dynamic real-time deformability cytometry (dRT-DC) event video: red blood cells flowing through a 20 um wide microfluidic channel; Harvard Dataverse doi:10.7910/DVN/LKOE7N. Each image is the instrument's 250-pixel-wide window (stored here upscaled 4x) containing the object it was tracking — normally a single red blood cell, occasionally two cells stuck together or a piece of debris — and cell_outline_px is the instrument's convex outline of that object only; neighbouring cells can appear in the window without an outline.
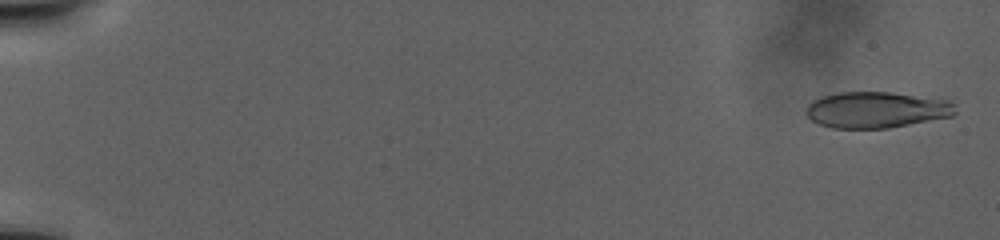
{"species": "human", "species_latin": "Homo sapiens", "temperature_condition": "warm", "stored_images_in_passage": 87, "camera_frame_rate_fps": 3000, "um_per_image_px": 0.085, "donor": {"sex": "male"}, "frame": {"image": 1, "passage_image": 2, "time_ms": 0.667, "image_size_px": [1000, 240], "cell_outline_px": [[956, 112], [952, 116], [888, 128], [832, 128], [820, 124], [812, 120], [804, 112], [808, 104], [812, 100], [820, 96], [840, 92], [892, 92], [944, 96], [956, 104]], "centroid_in_image_um": [74.59, 9.3], "position_along_channel_um": 10.4, "area_um2": 32.31}}
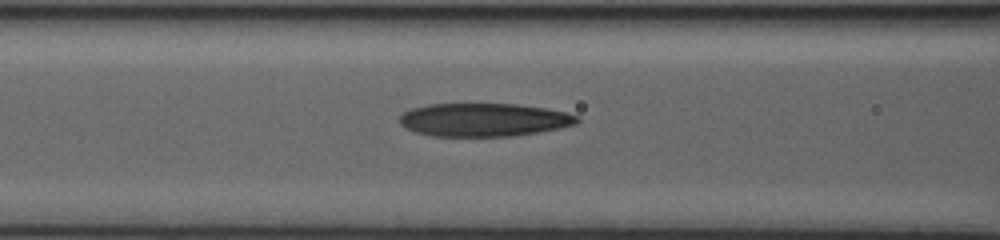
{"frame": {"image": 2, "passage_image": 50, "time_ms": 17.0, "image_size_px": [1000, 240], "cell_outline_px": [[580, 120], [576, 124], [560, 128], [512, 136], [432, 136], [416, 132], [404, 128], [400, 124], [400, 116], [404, 112], [412, 108], [428, 104], [516, 104], [544, 108], [564, 112], [576, 116]], "centroid_in_image_um": [41.09, 10.18], "position_along_channel_um": 125.5, "area_um2": 34.22}}
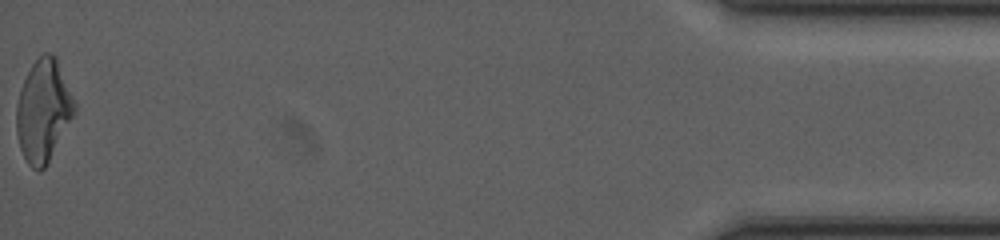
{"frame": {"image": 3, "passage_image": 87, "time_ms": 37.333, "image_size_px": [1000, 240], "cell_outline_px": [[76, 112], [44, 168], [40, 172], [32, 168], [28, 164], [20, 148], [16, 132], [16, 104], [20, 88], [32, 64], [44, 52], [52, 52], [56, 56], [76, 104]], "centroid_in_image_um": [3.68, 9.39], "position_along_channel_um": 431.5, "area_um2": 34.45}}